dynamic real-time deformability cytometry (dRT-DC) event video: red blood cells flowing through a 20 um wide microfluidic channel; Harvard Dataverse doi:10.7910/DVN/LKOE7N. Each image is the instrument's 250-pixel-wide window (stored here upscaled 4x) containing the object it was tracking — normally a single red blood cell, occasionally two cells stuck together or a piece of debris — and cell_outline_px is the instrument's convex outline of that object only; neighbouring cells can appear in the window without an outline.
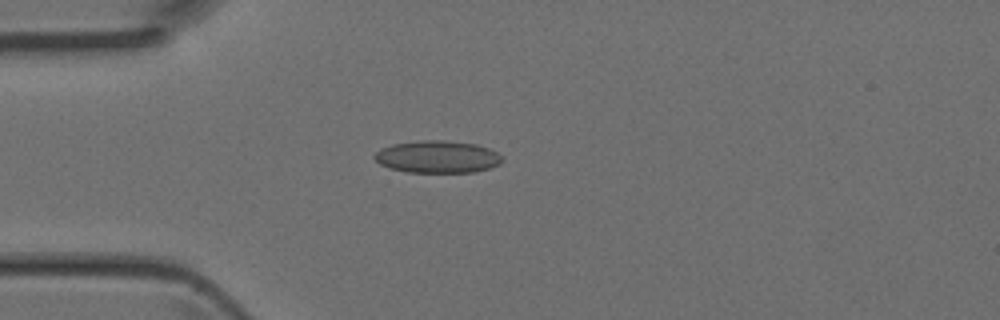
{"species": "Egyptian fruit bat (a non-hibernating species)", "species_latin": "Rousettus aegyptiacus", "temperature_condition": "room temperature", "stored_images_in_passage": 1, "camera_frame_rate_fps": 3000, "um_per_image_px": 0.085, "animal": {"sex": "female"}, "frame": {"image": 1, "passage_image": 1, "time_ms": 0.0, "image_size_px": [1000, 320], "cell_outline_px": [[504, 160], [500, 164], [488, 168], [472, 172], [408, 172], [388, 168], [380, 164], [372, 156], [380, 148], [392, 144], [420, 140], [444, 140], [476, 144], [488, 148], [496, 152]], "centroid_in_image_um": [37.15, 13.32], "position_along_channel_um": 47.9, "area_um2": 24.04}}